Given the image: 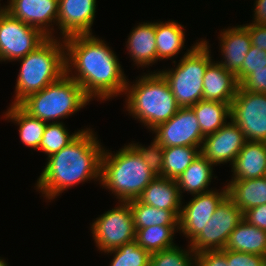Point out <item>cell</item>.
<instances>
[{"mask_svg": "<svg viewBox=\"0 0 266 266\" xmlns=\"http://www.w3.org/2000/svg\"><path fill=\"white\" fill-rule=\"evenodd\" d=\"M263 257H264V262H265V266H266V254Z\"/></svg>", "mask_w": 266, "mask_h": 266, "instance_id": "43", "label": "cell"}, {"mask_svg": "<svg viewBox=\"0 0 266 266\" xmlns=\"http://www.w3.org/2000/svg\"><path fill=\"white\" fill-rule=\"evenodd\" d=\"M240 84L234 74L215 61L211 62L203 77V100L229 103L237 94Z\"/></svg>", "mask_w": 266, "mask_h": 266, "instance_id": "18", "label": "cell"}, {"mask_svg": "<svg viewBox=\"0 0 266 266\" xmlns=\"http://www.w3.org/2000/svg\"><path fill=\"white\" fill-rule=\"evenodd\" d=\"M179 226H150L136 229L135 240L150 254L176 246L173 242L174 232Z\"/></svg>", "mask_w": 266, "mask_h": 266, "instance_id": "30", "label": "cell"}, {"mask_svg": "<svg viewBox=\"0 0 266 266\" xmlns=\"http://www.w3.org/2000/svg\"><path fill=\"white\" fill-rule=\"evenodd\" d=\"M142 157L143 161L148 165L149 169L156 177H162V168L164 163V147L155 139L148 147L138 145V143L130 144Z\"/></svg>", "mask_w": 266, "mask_h": 266, "instance_id": "34", "label": "cell"}, {"mask_svg": "<svg viewBox=\"0 0 266 266\" xmlns=\"http://www.w3.org/2000/svg\"><path fill=\"white\" fill-rule=\"evenodd\" d=\"M195 260L196 266H227L226 249L199 252Z\"/></svg>", "mask_w": 266, "mask_h": 266, "instance_id": "38", "label": "cell"}, {"mask_svg": "<svg viewBox=\"0 0 266 266\" xmlns=\"http://www.w3.org/2000/svg\"><path fill=\"white\" fill-rule=\"evenodd\" d=\"M86 129H81L66 147L47 157L48 161L36 184V189L46 199L52 200L67 188L89 179L101 181L104 147L92 129Z\"/></svg>", "mask_w": 266, "mask_h": 266, "instance_id": "2", "label": "cell"}, {"mask_svg": "<svg viewBox=\"0 0 266 266\" xmlns=\"http://www.w3.org/2000/svg\"><path fill=\"white\" fill-rule=\"evenodd\" d=\"M115 254L110 266H149L150 253L138 245L136 240L128 242L117 249L106 252Z\"/></svg>", "mask_w": 266, "mask_h": 266, "instance_id": "32", "label": "cell"}, {"mask_svg": "<svg viewBox=\"0 0 266 266\" xmlns=\"http://www.w3.org/2000/svg\"><path fill=\"white\" fill-rule=\"evenodd\" d=\"M227 266H265L264 257L226 249Z\"/></svg>", "mask_w": 266, "mask_h": 266, "instance_id": "36", "label": "cell"}, {"mask_svg": "<svg viewBox=\"0 0 266 266\" xmlns=\"http://www.w3.org/2000/svg\"><path fill=\"white\" fill-rule=\"evenodd\" d=\"M243 218V211L227 196L202 231L190 242L191 249L196 254L206 250L224 249L229 235Z\"/></svg>", "mask_w": 266, "mask_h": 266, "instance_id": "10", "label": "cell"}, {"mask_svg": "<svg viewBox=\"0 0 266 266\" xmlns=\"http://www.w3.org/2000/svg\"><path fill=\"white\" fill-rule=\"evenodd\" d=\"M127 51L137 66H149L157 61L155 23H139L127 40Z\"/></svg>", "mask_w": 266, "mask_h": 266, "instance_id": "20", "label": "cell"}, {"mask_svg": "<svg viewBox=\"0 0 266 266\" xmlns=\"http://www.w3.org/2000/svg\"><path fill=\"white\" fill-rule=\"evenodd\" d=\"M4 117L18 124L19 136L23 144L39 150V144L47 124L45 121L32 117L19 105L13 104L6 111Z\"/></svg>", "mask_w": 266, "mask_h": 266, "instance_id": "28", "label": "cell"}, {"mask_svg": "<svg viewBox=\"0 0 266 266\" xmlns=\"http://www.w3.org/2000/svg\"><path fill=\"white\" fill-rule=\"evenodd\" d=\"M108 210L92 223V236L98 250L106 253L135 240L136 229L128 202Z\"/></svg>", "mask_w": 266, "mask_h": 266, "instance_id": "8", "label": "cell"}, {"mask_svg": "<svg viewBox=\"0 0 266 266\" xmlns=\"http://www.w3.org/2000/svg\"><path fill=\"white\" fill-rule=\"evenodd\" d=\"M89 101L91 99L84 93L80 84L64 74L41 91L27 96L18 105L32 117L46 123L52 120L54 123L79 111Z\"/></svg>", "mask_w": 266, "mask_h": 266, "instance_id": "6", "label": "cell"}, {"mask_svg": "<svg viewBox=\"0 0 266 266\" xmlns=\"http://www.w3.org/2000/svg\"><path fill=\"white\" fill-rule=\"evenodd\" d=\"M48 37L39 29L0 10V61H16L40 46Z\"/></svg>", "mask_w": 266, "mask_h": 266, "instance_id": "9", "label": "cell"}, {"mask_svg": "<svg viewBox=\"0 0 266 266\" xmlns=\"http://www.w3.org/2000/svg\"><path fill=\"white\" fill-rule=\"evenodd\" d=\"M213 164L201 153L176 180L181 197L183 192L200 194L208 191L213 176ZM183 190V192H182Z\"/></svg>", "mask_w": 266, "mask_h": 266, "instance_id": "24", "label": "cell"}, {"mask_svg": "<svg viewBox=\"0 0 266 266\" xmlns=\"http://www.w3.org/2000/svg\"><path fill=\"white\" fill-rule=\"evenodd\" d=\"M141 203L165 210H181L182 197L177 181L156 177L137 198Z\"/></svg>", "mask_w": 266, "mask_h": 266, "instance_id": "21", "label": "cell"}, {"mask_svg": "<svg viewBox=\"0 0 266 266\" xmlns=\"http://www.w3.org/2000/svg\"><path fill=\"white\" fill-rule=\"evenodd\" d=\"M227 186L228 196L243 213L255 206L266 204V176L231 180Z\"/></svg>", "mask_w": 266, "mask_h": 266, "instance_id": "22", "label": "cell"}, {"mask_svg": "<svg viewBox=\"0 0 266 266\" xmlns=\"http://www.w3.org/2000/svg\"><path fill=\"white\" fill-rule=\"evenodd\" d=\"M190 108L197 117L204 137L215 133L231 118L229 103L200 100Z\"/></svg>", "mask_w": 266, "mask_h": 266, "instance_id": "26", "label": "cell"}, {"mask_svg": "<svg viewBox=\"0 0 266 266\" xmlns=\"http://www.w3.org/2000/svg\"><path fill=\"white\" fill-rule=\"evenodd\" d=\"M155 140L164 148L175 146H202L204 136L194 111L180 108L168 121L152 130Z\"/></svg>", "mask_w": 266, "mask_h": 266, "instance_id": "12", "label": "cell"}, {"mask_svg": "<svg viewBox=\"0 0 266 266\" xmlns=\"http://www.w3.org/2000/svg\"><path fill=\"white\" fill-rule=\"evenodd\" d=\"M244 91L266 94V66L250 73L241 83Z\"/></svg>", "mask_w": 266, "mask_h": 266, "instance_id": "37", "label": "cell"}, {"mask_svg": "<svg viewBox=\"0 0 266 266\" xmlns=\"http://www.w3.org/2000/svg\"><path fill=\"white\" fill-rule=\"evenodd\" d=\"M162 177L177 180L200 155V147L175 146L164 148Z\"/></svg>", "mask_w": 266, "mask_h": 266, "instance_id": "29", "label": "cell"}, {"mask_svg": "<svg viewBox=\"0 0 266 266\" xmlns=\"http://www.w3.org/2000/svg\"><path fill=\"white\" fill-rule=\"evenodd\" d=\"M135 82L132 86L127 82L125 108L150 131L168 121L181 108L169 83L159 71L144 73Z\"/></svg>", "mask_w": 266, "mask_h": 266, "instance_id": "3", "label": "cell"}, {"mask_svg": "<svg viewBox=\"0 0 266 266\" xmlns=\"http://www.w3.org/2000/svg\"><path fill=\"white\" fill-rule=\"evenodd\" d=\"M231 118L247 141L266 142V94L244 91L240 86L230 105Z\"/></svg>", "mask_w": 266, "mask_h": 266, "instance_id": "11", "label": "cell"}, {"mask_svg": "<svg viewBox=\"0 0 266 266\" xmlns=\"http://www.w3.org/2000/svg\"><path fill=\"white\" fill-rule=\"evenodd\" d=\"M8 4L3 8L13 17L39 29L48 38L55 37L52 22L57 25L58 0H10Z\"/></svg>", "mask_w": 266, "mask_h": 266, "instance_id": "15", "label": "cell"}, {"mask_svg": "<svg viewBox=\"0 0 266 266\" xmlns=\"http://www.w3.org/2000/svg\"><path fill=\"white\" fill-rule=\"evenodd\" d=\"M207 40L196 42L183 55L175 69L159 71L169 83L181 108L194 106L203 100V77L212 62Z\"/></svg>", "mask_w": 266, "mask_h": 266, "instance_id": "7", "label": "cell"}, {"mask_svg": "<svg viewBox=\"0 0 266 266\" xmlns=\"http://www.w3.org/2000/svg\"><path fill=\"white\" fill-rule=\"evenodd\" d=\"M221 53L224 61L218 63L237 76L242 69V62L251 48V37L243 25L223 29L220 33Z\"/></svg>", "mask_w": 266, "mask_h": 266, "instance_id": "17", "label": "cell"}, {"mask_svg": "<svg viewBox=\"0 0 266 266\" xmlns=\"http://www.w3.org/2000/svg\"><path fill=\"white\" fill-rule=\"evenodd\" d=\"M249 32L251 43L259 50L266 51V25L245 24L243 25Z\"/></svg>", "mask_w": 266, "mask_h": 266, "instance_id": "40", "label": "cell"}, {"mask_svg": "<svg viewBox=\"0 0 266 266\" xmlns=\"http://www.w3.org/2000/svg\"><path fill=\"white\" fill-rule=\"evenodd\" d=\"M135 229L150 226H179L181 210L158 209L141 203L138 199L129 201Z\"/></svg>", "mask_w": 266, "mask_h": 266, "instance_id": "25", "label": "cell"}, {"mask_svg": "<svg viewBox=\"0 0 266 266\" xmlns=\"http://www.w3.org/2000/svg\"><path fill=\"white\" fill-rule=\"evenodd\" d=\"M188 246V250L180 249L181 247L176 245L152 253L149 266H196V253Z\"/></svg>", "mask_w": 266, "mask_h": 266, "instance_id": "33", "label": "cell"}, {"mask_svg": "<svg viewBox=\"0 0 266 266\" xmlns=\"http://www.w3.org/2000/svg\"><path fill=\"white\" fill-rule=\"evenodd\" d=\"M0 266H8L5 260L0 259Z\"/></svg>", "mask_w": 266, "mask_h": 266, "instance_id": "42", "label": "cell"}, {"mask_svg": "<svg viewBox=\"0 0 266 266\" xmlns=\"http://www.w3.org/2000/svg\"><path fill=\"white\" fill-rule=\"evenodd\" d=\"M119 150L114 155L103 150L100 183L112 191L119 202H128L137 199L156 176L130 143Z\"/></svg>", "mask_w": 266, "mask_h": 266, "instance_id": "4", "label": "cell"}, {"mask_svg": "<svg viewBox=\"0 0 266 266\" xmlns=\"http://www.w3.org/2000/svg\"><path fill=\"white\" fill-rule=\"evenodd\" d=\"M64 44L66 74L80 84L90 99L108 100L125 92L129 81L104 40L92 34H78L64 38ZM74 69L76 75L71 72Z\"/></svg>", "mask_w": 266, "mask_h": 266, "instance_id": "1", "label": "cell"}, {"mask_svg": "<svg viewBox=\"0 0 266 266\" xmlns=\"http://www.w3.org/2000/svg\"><path fill=\"white\" fill-rule=\"evenodd\" d=\"M80 131L81 130H78L70 135L67 127L65 129L63 122L47 123L39 144V150L47 154L49 157L66 147Z\"/></svg>", "mask_w": 266, "mask_h": 266, "instance_id": "31", "label": "cell"}, {"mask_svg": "<svg viewBox=\"0 0 266 266\" xmlns=\"http://www.w3.org/2000/svg\"><path fill=\"white\" fill-rule=\"evenodd\" d=\"M15 85L13 105H18L27 96L41 91L66 74L65 44L55 37L47 38L34 51L21 59Z\"/></svg>", "mask_w": 266, "mask_h": 266, "instance_id": "5", "label": "cell"}, {"mask_svg": "<svg viewBox=\"0 0 266 266\" xmlns=\"http://www.w3.org/2000/svg\"><path fill=\"white\" fill-rule=\"evenodd\" d=\"M220 192L211 190L194 194L183 207L179 216V231L191 242L209 222L219 204L228 196V186Z\"/></svg>", "mask_w": 266, "mask_h": 266, "instance_id": "13", "label": "cell"}, {"mask_svg": "<svg viewBox=\"0 0 266 266\" xmlns=\"http://www.w3.org/2000/svg\"><path fill=\"white\" fill-rule=\"evenodd\" d=\"M243 217L249 224L266 231V204L245 211Z\"/></svg>", "mask_w": 266, "mask_h": 266, "instance_id": "39", "label": "cell"}, {"mask_svg": "<svg viewBox=\"0 0 266 266\" xmlns=\"http://www.w3.org/2000/svg\"><path fill=\"white\" fill-rule=\"evenodd\" d=\"M183 26L174 20L155 22L157 61L176 56L184 47L185 32Z\"/></svg>", "mask_w": 266, "mask_h": 266, "instance_id": "27", "label": "cell"}, {"mask_svg": "<svg viewBox=\"0 0 266 266\" xmlns=\"http://www.w3.org/2000/svg\"><path fill=\"white\" fill-rule=\"evenodd\" d=\"M254 5V21L252 24L266 25V0H256Z\"/></svg>", "mask_w": 266, "mask_h": 266, "instance_id": "41", "label": "cell"}, {"mask_svg": "<svg viewBox=\"0 0 266 266\" xmlns=\"http://www.w3.org/2000/svg\"><path fill=\"white\" fill-rule=\"evenodd\" d=\"M224 249L264 256L266 231L243 219L229 235Z\"/></svg>", "mask_w": 266, "mask_h": 266, "instance_id": "23", "label": "cell"}, {"mask_svg": "<svg viewBox=\"0 0 266 266\" xmlns=\"http://www.w3.org/2000/svg\"><path fill=\"white\" fill-rule=\"evenodd\" d=\"M57 26L62 39L78 34H92L96 0H58Z\"/></svg>", "mask_w": 266, "mask_h": 266, "instance_id": "16", "label": "cell"}, {"mask_svg": "<svg viewBox=\"0 0 266 266\" xmlns=\"http://www.w3.org/2000/svg\"><path fill=\"white\" fill-rule=\"evenodd\" d=\"M266 66V51L259 50L255 46L251 45L250 51L247 53L244 61L242 62V69L236 76L238 83L240 84L250 73L255 72L260 68Z\"/></svg>", "mask_w": 266, "mask_h": 266, "instance_id": "35", "label": "cell"}, {"mask_svg": "<svg viewBox=\"0 0 266 266\" xmlns=\"http://www.w3.org/2000/svg\"><path fill=\"white\" fill-rule=\"evenodd\" d=\"M230 121L203 139L200 153L213 165L229 161L232 165L247 141L240 127Z\"/></svg>", "mask_w": 266, "mask_h": 266, "instance_id": "14", "label": "cell"}, {"mask_svg": "<svg viewBox=\"0 0 266 266\" xmlns=\"http://www.w3.org/2000/svg\"><path fill=\"white\" fill-rule=\"evenodd\" d=\"M231 167L232 180L266 176V142L246 141Z\"/></svg>", "mask_w": 266, "mask_h": 266, "instance_id": "19", "label": "cell"}]
</instances>
